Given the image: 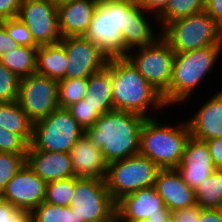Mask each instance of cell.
I'll list each match as a JSON object with an SVG mask.
<instances>
[{
  "instance_id": "obj_1",
  "label": "cell",
  "mask_w": 222,
  "mask_h": 222,
  "mask_svg": "<svg viewBox=\"0 0 222 222\" xmlns=\"http://www.w3.org/2000/svg\"><path fill=\"white\" fill-rule=\"evenodd\" d=\"M145 119L138 113L112 110L101 115L85 134L101 149L109 164L139 154L140 130Z\"/></svg>"
},
{
  "instance_id": "obj_2",
  "label": "cell",
  "mask_w": 222,
  "mask_h": 222,
  "mask_svg": "<svg viewBox=\"0 0 222 222\" xmlns=\"http://www.w3.org/2000/svg\"><path fill=\"white\" fill-rule=\"evenodd\" d=\"M106 66L111 70L114 110L153 118L148 113L151 112L149 107L160 111L167 108L162 94L147 82L125 55L109 57Z\"/></svg>"
},
{
  "instance_id": "obj_3",
  "label": "cell",
  "mask_w": 222,
  "mask_h": 222,
  "mask_svg": "<svg viewBox=\"0 0 222 222\" xmlns=\"http://www.w3.org/2000/svg\"><path fill=\"white\" fill-rule=\"evenodd\" d=\"M222 45L175 53L169 88L162 94L167 107L190 100L221 55Z\"/></svg>"
},
{
  "instance_id": "obj_4",
  "label": "cell",
  "mask_w": 222,
  "mask_h": 222,
  "mask_svg": "<svg viewBox=\"0 0 222 222\" xmlns=\"http://www.w3.org/2000/svg\"><path fill=\"white\" fill-rule=\"evenodd\" d=\"M191 136L187 123L161 124L160 119L146 118L140 130L139 154L148 157L160 169L176 168L182 160Z\"/></svg>"
},
{
  "instance_id": "obj_5",
  "label": "cell",
  "mask_w": 222,
  "mask_h": 222,
  "mask_svg": "<svg viewBox=\"0 0 222 222\" xmlns=\"http://www.w3.org/2000/svg\"><path fill=\"white\" fill-rule=\"evenodd\" d=\"M130 24V0H100L85 37L109 57L123 56V31Z\"/></svg>"
},
{
  "instance_id": "obj_6",
  "label": "cell",
  "mask_w": 222,
  "mask_h": 222,
  "mask_svg": "<svg viewBox=\"0 0 222 222\" xmlns=\"http://www.w3.org/2000/svg\"><path fill=\"white\" fill-rule=\"evenodd\" d=\"M161 37L175 53H183L222 45V27L204 10L165 25Z\"/></svg>"
},
{
  "instance_id": "obj_7",
  "label": "cell",
  "mask_w": 222,
  "mask_h": 222,
  "mask_svg": "<svg viewBox=\"0 0 222 222\" xmlns=\"http://www.w3.org/2000/svg\"><path fill=\"white\" fill-rule=\"evenodd\" d=\"M159 170L148 157L136 154L107 164L105 183L117 202L124 195L154 186Z\"/></svg>"
},
{
  "instance_id": "obj_8",
  "label": "cell",
  "mask_w": 222,
  "mask_h": 222,
  "mask_svg": "<svg viewBox=\"0 0 222 222\" xmlns=\"http://www.w3.org/2000/svg\"><path fill=\"white\" fill-rule=\"evenodd\" d=\"M84 133L71 112L58 107L46 118L33 123L30 145L39 151L69 153Z\"/></svg>"
},
{
  "instance_id": "obj_9",
  "label": "cell",
  "mask_w": 222,
  "mask_h": 222,
  "mask_svg": "<svg viewBox=\"0 0 222 222\" xmlns=\"http://www.w3.org/2000/svg\"><path fill=\"white\" fill-rule=\"evenodd\" d=\"M69 207L76 222H114L116 202L112 199L105 180L75 177V188Z\"/></svg>"
},
{
  "instance_id": "obj_10",
  "label": "cell",
  "mask_w": 222,
  "mask_h": 222,
  "mask_svg": "<svg viewBox=\"0 0 222 222\" xmlns=\"http://www.w3.org/2000/svg\"><path fill=\"white\" fill-rule=\"evenodd\" d=\"M135 50V54L132 51L125 56L147 82L163 94L170 85L175 52L161 36L152 45Z\"/></svg>"
},
{
  "instance_id": "obj_11",
  "label": "cell",
  "mask_w": 222,
  "mask_h": 222,
  "mask_svg": "<svg viewBox=\"0 0 222 222\" xmlns=\"http://www.w3.org/2000/svg\"><path fill=\"white\" fill-rule=\"evenodd\" d=\"M18 102L35 123L49 116L58 106V81L37 73L20 79Z\"/></svg>"
},
{
  "instance_id": "obj_12",
  "label": "cell",
  "mask_w": 222,
  "mask_h": 222,
  "mask_svg": "<svg viewBox=\"0 0 222 222\" xmlns=\"http://www.w3.org/2000/svg\"><path fill=\"white\" fill-rule=\"evenodd\" d=\"M18 17L25 23L38 46L56 43L62 39L57 2L22 0Z\"/></svg>"
},
{
  "instance_id": "obj_13",
  "label": "cell",
  "mask_w": 222,
  "mask_h": 222,
  "mask_svg": "<svg viewBox=\"0 0 222 222\" xmlns=\"http://www.w3.org/2000/svg\"><path fill=\"white\" fill-rule=\"evenodd\" d=\"M60 42L67 53L65 78H88L106 66L109 56L85 36H67Z\"/></svg>"
},
{
  "instance_id": "obj_14",
  "label": "cell",
  "mask_w": 222,
  "mask_h": 222,
  "mask_svg": "<svg viewBox=\"0 0 222 222\" xmlns=\"http://www.w3.org/2000/svg\"><path fill=\"white\" fill-rule=\"evenodd\" d=\"M46 185L26 163L7 183L1 193L2 199L19 210L31 213L45 201Z\"/></svg>"
},
{
  "instance_id": "obj_15",
  "label": "cell",
  "mask_w": 222,
  "mask_h": 222,
  "mask_svg": "<svg viewBox=\"0 0 222 222\" xmlns=\"http://www.w3.org/2000/svg\"><path fill=\"white\" fill-rule=\"evenodd\" d=\"M216 169L206 141L190 136L181 163L176 167L183 181L195 190Z\"/></svg>"
},
{
  "instance_id": "obj_16",
  "label": "cell",
  "mask_w": 222,
  "mask_h": 222,
  "mask_svg": "<svg viewBox=\"0 0 222 222\" xmlns=\"http://www.w3.org/2000/svg\"><path fill=\"white\" fill-rule=\"evenodd\" d=\"M163 199L154 186L124 195L116 202V216L121 221H145L165 210Z\"/></svg>"
},
{
  "instance_id": "obj_17",
  "label": "cell",
  "mask_w": 222,
  "mask_h": 222,
  "mask_svg": "<svg viewBox=\"0 0 222 222\" xmlns=\"http://www.w3.org/2000/svg\"><path fill=\"white\" fill-rule=\"evenodd\" d=\"M99 0H63L57 2L59 28L63 37L85 36Z\"/></svg>"
},
{
  "instance_id": "obj_18",
  "label": "cell",
  "mask_w": 222,
  "mask_h": 222,
  "mask_svg": "<svg viewBox=\"0 0 222 222\" xmlns=\"http://www.w3.org/2000/svg\"><path fill=\"white\" fill-rule=\"evenodd\" d=\"M26 163L46 183L75 177L70 153L39 151L29 145Z\"/></svg>"
},
{
  "instance_id": "obj_19",
  "label": "cell",
  "mask_w": 222,
  "mask_h": 222,
  "mask_svg": "<svg viewBox=\"0 0 222 222\" xmlns=\"http://www.w3.org/2000/svg\"><path fill=\"white\" fill-rule=\"evenodd\" d=\"M154 187L169 211L196 204L194 190L183 181L176 168L160 169Z\"/></svg>"
},
{
  "instance_id": "obj_20",
  "label": "cell",
  "mask_w": 222,
  "mask_h": 222,
  "mask_svg": "<svg viewBox=\"0 0 222 222\" xmlns=\"http://www.w3.org/2000/svg\"><path fill=\"white\" fill-rule=\"evenodd\" d=\"M187 123L191 136L196 139L222 138V90L203 103Z\"/></svg>"
},
{
  "instance_id": "obj_21",
  "label": "cell",
  "mask_w": 222,
  "mask_h": 222,
  "mask_svg": "<svg viewBox=\"0 0 222 222\" xmlns=\"http://www.w3.org/2000/svg\"><path fill=\"white\" fill-rule=\"evenodd\" d=\"M69 153L75 177L105 180L107 163L101 149L95 147L85 133L77 140Z\"/></svg>"
},
{
  "instance_id": "obj_22",
  "label": "cell",
  "mask_w": 222,
  "mask_h": 222,
  "mask_svg": "<svg viewBox=\"0 0 222 222\" xmlns=\"http://www.w3.org/2000/svg\"><path fill=\"white\" fill-rule=\"evenodd\" d=\"M147 13L149 14L137 0H130V24L121 34L123 56L136 48L152 45L161 36L160 32L155 35L152 22L146 17Z\"/></svg>"
},
{
  "instance_id": "obj_23",
  "label": "cell",
  "mask_w": 222,
  "mask_h": 222,
  "mask_svg": "<svg viewBox=\"0 0 222 222\" xmlns=\"http://www.w3.org/2000/svg\"><path fill=\"white\" fill-rule=\"evenodd\" d=\"M84 100L96 108L100 115L114 110L111 70L107 66L87 78Z\"/></svg>"
},
{
  "instance_id": "obj_24",
  "label": "cell",
  "mask_w": 222,
  "mask_h": 222,
  "mask_svg": "<svg viewBox=\"0 0 222 222\" xmlns=\"http://www.w3.org/2000/svg\"><path fill=\"white\" fill-rule=\"evenodd\" d=\"M67 53L59 41L38 46L36 73L60 81L65 78Z\"/></svg>"
},
{
  "instance_id": "obj_25",
  "label": "cell",
  "mask_w": 222,
  "mask_h": 222,
  "mask_svg": "<svg viewBox=\"0 0 222 222\" xmlns=\"http://www.w3.org/2000/svg\"><path fill=\"white\" fill-rule=\"evenodd\" d=\"M0 127L19 134L30 145L33 137V122L18 101L0 102Z\"/></svg>"
},
{
  "instance_id": "obj_26",
  "label": "cell",
  "mask_w": 222,
  "mask_h": 222,
  "mask_svg": "<svg viewBox=\"0 0 222 222\" xmlns=\"http://www.w3.org/2000/svg\"><path fill=\"white\" fill-rule=\"evenodd\" d=\"M37 49L38 47L19 45L3 54L0 57V62L22 79L36 73Z\"/></svg>"
},
{
  "instance_id": "obj_27",
  "label": "cell",
  "mask_w": 222,
  "mask_h": 222,
  "mask_svg": "<svg viewBox=\"0 0 222 222\" xmlns=\"http://www.w3.org/2000/svg\"><path fill=\"white\" fill-rule=\"evenodd\" d=\"M195 202L201 208L215 209L222 204V169H216L194 190Z\"/></svg>"
},
{
  "instance_id": "obj_28",
  "label": "cell",
  "mask_w": 222,
  "mask_h": 222,
  "mask_svg": "<svg viewBox=\"0 0 222 222\" xmlns=\"http://www.w3.org/2000/svg\"><path fill=\"white\" fill-rule=\"evenodd\" d=\"M205 0H170L165 10L157 17L162 28L180 18L204 11Z\"/></svg>"
},
{
  "instance_id": "obj_29",
  "label": "cell",
  "mask_w": 222,
  "mask_h": 222,
  "mask_svg": "<svg viewBox=\"0 0 222 222\" xmlns=\"http://www.w3.org/2000/svg\"><path fill=\"white\" fill-rule=\"evenodd\" d=\"M87 78H64L58 81V106L68 108L86 95Z\"/></svg>"
},
{
  "instance_id": "obj_30",
  "label": "cell",
  "mask_w": 222,
  "mask_h": 222,
  "mask_svg": "<svg viewBox=\"0 0 222 222\" xmlns=\"http://www.w3.org/2000/svg\"><path fill=\"white\" fill-rule=\"evenodd\" d=\"M32 222H76L74 210L69 206H58L42 202L30 213Z\"/></svg>"
},
{
  "instance_id": "obj_31",
  "label": "cell",
  "mask_w": 222,
  "mask_h": 222,
  "mask_svg": "<svg viewBox=\"0 0 222 222\" xmlns=\"http://www.w3.org/2000/svg\"><path fill=\"white\" fill-rule=\"evenodd\" d=\"M75 188V177L47 182L45 202L58 206H69Z\"/></svg>"
},
{
  "instance_id": "obj_32",
  "label": "cell",
  "mask_w": 222,
  "mask_h": 222,
  "mask_svg": "<svg viewBox=\"0 0 222 222\" xmlns=\"http://www.w3.org/2000/svg\"><path fill=\"white\" fill-rule=\"evenodd\" d=\"M27 153L0 152V192L6 188L7 183L26 164Z\"/></svg>"
},
{
  "instance_id": "obj_33",
  "label": "cell",
  "mask_w": 222,
  "mask_h": 222,
  "mask_svg": "<svg viewBox=\"0 0 222 222\" xmlns=\"http://www.w3.org/2000/svg\"><path fill=\"white\" fill-rule=\"evenodd\" d=\"M19 83L20 78L0 62V102L18 101Z\"/></svg>"
},
{
  "instance_id": "obj_34",
  "label": "cell",
  "mask_w": 222,
  "mask_h": 222,
  "mask_svg": "<svg viewBox=\"0 0 222 222\" xmlns=\"http://www.w3.org/2000/svg\"><path fill=\"white\" fill-rule=\"evenodd\" d=\"M9 36L21 46L38 47L25 23L19 18L1 20Z\"/></svg>"
},
{
  "instance_id": "obj_35",
  "label": "cell",
  "mask_w": 222,
  "mask_h": 222,
  "mask_svg": "<svg viewBox=\"0 0 222 222\" xmlns=\"http://www.w3.org/2000/svg\"><path fill=\"white\" fill-rule=\"evenodd\" d=\"M79 125L86 131L89 127H92L95 122L101 116L96 108L84 98L79 100L77 103L72 104L67 108Z\"/></svg>"
},
{
  "instance_id": "obj_36",
  "label": "cell",
  "mask_w": 222,
  "mask_h": 222,
  "mask_svg": "<svg viewBox=\"0 0 222 222\" xmlns=\"http://www.w3.org/2000/svg\"><path fill=\"white\" fill-rule=\"evenodd\" d=\"M29 144L14 132L0 127V152L27 153Z\"/></svg>"
},
{
  "instance_id": "obj_37",
  "label": "cell",
  "mask_w": 222,
  "mask_h": 222,
  "mask_svg": "<svg viewBox=\"0 0 222 222\" xmlns=\"http://www.w3.org/2000/svg\"><path fill=\"white\" fill-rule=\"evenodd\" d=\"M30 213L19 210L8 201L0 200V222H30Z\"/></svg>"
},
{
  "instance_id": "obj_38",
  "label": "cell",
  "mask_w": 222,
  "mask_h": 222,
  "mask_svg": "<svg viewBox=\"0 0 222 222\" xmlns=\"http://www.w3.org/2000/svg\"><path fill=\"white\" fill-rule=\"evenodd\" d=\"M202 209L194 204L184 209L171 211V222H198Z\"/></svg>"
},
{
  "instance_id": "obj_39",
  "label": "cell",
  "mask_w": 222,
  "mask_h": 222,
  "mask_svg": "<svg viewBox=\"0 0 222 222\" xmlns=\"http://www.w3.org/2000/svg\"><path fill=\"white\" fill-rule=\"evenodd\" d=\"M22 0H0V21L18 17Z\"/></svg>"
},
{
  "instance_id": "obj_40",
  "label": "cell",
  "mask_w": 222,
  "mask_h": 222,
  "mask_svg": "<svg viewBox=\"0 0 222 222\" xmlns=\"http://www.w3.org/2000/svg\"><path fill=\"white\" fill-rule=\"evenodd\" d=\"M170 0H137L157 21V17L165 10Z\"/></svg>"
},
{
  "instance_id": "obj_41",
  "label": "cell",
  "mask_w": 222,
  "mask_h": 222,
  "mask_svg": "<svg viewBox=\"0 0 222 222\" xmlns=\"http://www.w3.org/2000/svg\"><path fill=\"white\" fill-rule=\"evenodd\" d=\"M206 143L215 167L222 169V138L210 139Z\"/></svg>"
},
{
  "instance_id": "obj_42",
  "label": "cell",
  "mask_w": 222,
  "mask_h": 222,
  "mask_svg": "<svg viewBox=\"0 0 222 222\" xmlns=\"http://www.w3.org/2000/svg\"><path fill=\"white\" fill-rule=\"evenodd\" d=\"M204 10L222 27V0H205Z\"/></svg>"
},
{
  "instance_id": "obj_43",
  "label": "cell",
  "mask_w": 222,
  "mask_h": 222,
  "mask_svg": "<svg viewBox=\"0 0 222 222\" xmlns=\"http://www.w3.org/2000/svg\"><path fill=\"white\" fill-rule=\"evenodd\" d=\"M18 46L19 44L9 36L5 27L0 23V57Z\"/></svg>"
},
{
  "instance_id": "obj_44",
  "label": "cell",
  "mask_w": 222,
  "mask_h": 222,
  "mask_svg": "<svg viewBox=\"0 0 222 222\" xmlns=\"http://www.w3.org/2000/svg\"><path fill=\"white\" fill-rule=\"evenodd\" d=\"M114 222H171V211L166 208L160 213V215L149 217L145 221H121L117 216H115Z\"/></svg>"
},
{
  "instance_id": "obj_45",
  "label": "cell",
  "mask_w": 222,
  "mask_h": 222,
  "mask_svg": "<svg viewBox=\"0 0 222 222\" xmlns=\"http://www.w3.org/2000/svg\"><path fill=\"white\" fill-rule=\"evenodd\" d=\"M198 222H222L216 209L213 208H203L200 212V217Z\"/></svg>"
},
{
  "instance_id": "obj_46",
  "label": "cell",
  "mask_w": 222,
  "mask_h": 222,
  "mask_svg": "<svg viewBox=\"0 0 222 222\" xmlns=\"http://www.w3.org/2000/svg\"><path fill=\"white\" fill-rule=\"evenodd\" d=\"M220 219L222 220V204H220L218 207L215 208Z\"/></svg>"
}]
</instances>
